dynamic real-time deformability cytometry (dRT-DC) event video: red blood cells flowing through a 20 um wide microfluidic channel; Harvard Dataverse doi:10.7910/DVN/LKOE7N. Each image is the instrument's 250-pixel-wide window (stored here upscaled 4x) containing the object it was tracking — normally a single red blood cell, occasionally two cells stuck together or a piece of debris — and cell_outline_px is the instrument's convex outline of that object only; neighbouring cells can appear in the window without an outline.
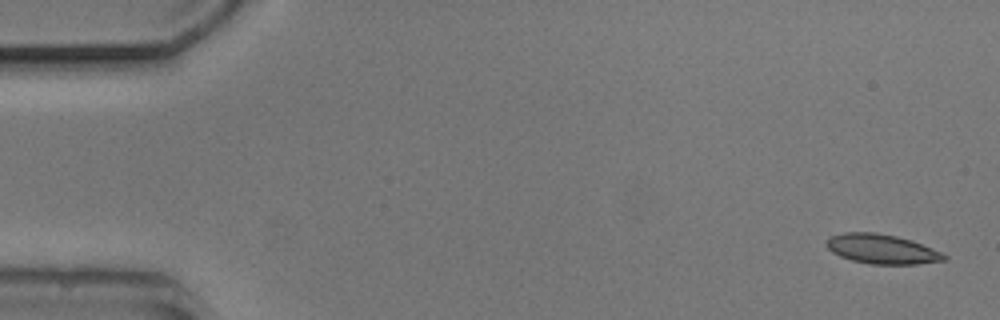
{"species": "common noctule bat (a hibernating species)", "species_latin": "Nyctalus noctula", "temperature_condition": "cold", "stored_images_in_passage": 4, "camera_frame_rate_fps": 3000, "um_per_image_px": 0.085, "animal": {"sex": "male", "body_mass_g": 20.5, "forearm_length_mm": 52.5}, "frame": {"image": 1, "passage_image": 1, "time_ms": 0.0, "image_size_px": [1000, 320], "cell_outline_px": [[948, 260], [916, 264], [872, 264], [852, 260], [840, 256], [832, 252], [828, 248], [828, 240], [832, 236], [844, 232], [876, 232], [896, 236], [912, 240], [932, 248], [948, 256]], "centroid_in_image_um": [75.0, 21.17], "position_along_channel_um": 10.0, "area_um2": 20.11}}